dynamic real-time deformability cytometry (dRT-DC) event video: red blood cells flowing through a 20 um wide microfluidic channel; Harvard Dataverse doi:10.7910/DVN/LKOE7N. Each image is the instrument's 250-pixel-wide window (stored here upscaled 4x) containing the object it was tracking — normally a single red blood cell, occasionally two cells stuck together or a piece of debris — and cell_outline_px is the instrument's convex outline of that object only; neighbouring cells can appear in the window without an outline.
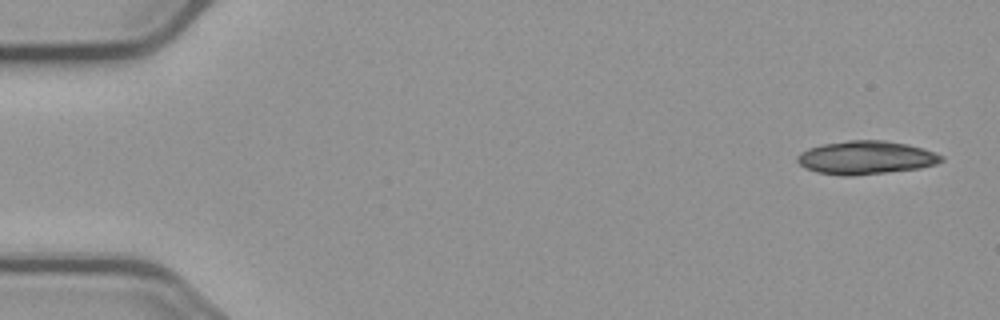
{"species": "common noctule bat (a hibernating species)", "species_latin": "Nyctalus noctula", "temperature_condition": "cold", "stored_images_in_passage": 4, "camera_frame_rate_fps": 3000, "um_per_image_px": 0.085, "animal": {"sex": "male", "body_mass_g": 23.1, "forearm_length_mm": 52.7}, "frame": {"image": 1, "passage_image": 1, "time_ms": 0.0, "image_size_px": [1000, 320], "cell_outline_px": [[944, 160], [936, 164], [920, 168], [852, 176], [840, 176], [816, 172], [804, 168], [796, 160], [796, 156], [800, 152], [808, 148], [820, 144], [848, 140], [884, 140], [908, 144], [924, 148], [944, 156]], "centroid_in_image_um": [73.58, 13.39], "position_along_channel_um": 11.4, "area_um2": 28.32}}